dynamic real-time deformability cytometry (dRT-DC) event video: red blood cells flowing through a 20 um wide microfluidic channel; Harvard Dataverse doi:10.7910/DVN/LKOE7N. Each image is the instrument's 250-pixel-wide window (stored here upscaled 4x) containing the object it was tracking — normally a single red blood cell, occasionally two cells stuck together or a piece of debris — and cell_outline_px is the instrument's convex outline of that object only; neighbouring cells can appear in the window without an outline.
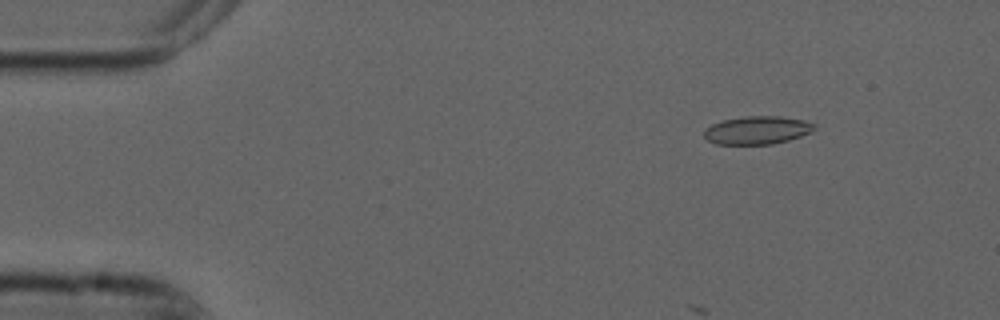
{"species": "common noctule bat (a hibernating species)", "species_latin": "Nyctalus noctula", "temperature_condition": "cold", "stored_images_in_passage": 17, "camera_frame_rate_fps": 3000, "um_per_image_px": 0.085, "animal": {"sex": "male", "forearm_length_mm": 52.5}, "frame": {"image": 1, "passage_image": 7, "time_ms": 2.0, "image_size_px": [1000, 320], "cell_outline_px": [[816, 128], [812, 132], [788, 140], [772, 144], [716, 144], [708, 140], [704, 136], [704, 128], [712, 124], [724, 120], [744, 116], [780, 116], [804, 120], [816, 124]], "centroid_in_image_um": [64.37, 11.06], "position_along_channel_um": 20.6, "area_um2": 18.09}}
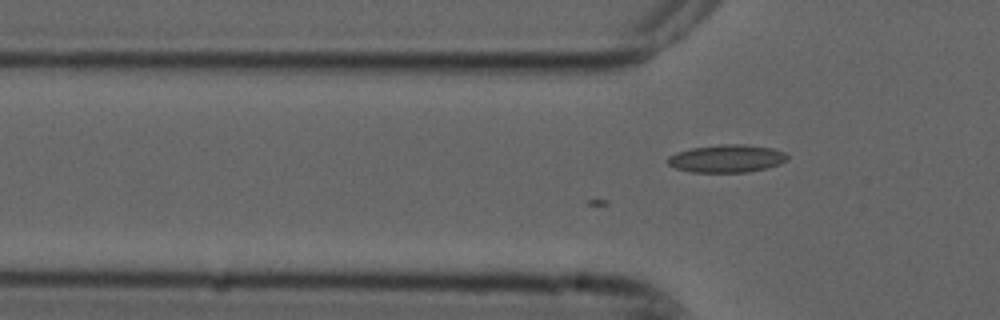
{"frame": {"image": 2, "passage_image": 17, "time_ms": 5.333, "image_size_px": [1000, 320], "cell_outline_px": [[788, 160], [780, 164], [768, 168], [748, 172], [692, 172], [676, 168], [668, 164], [668, 156], [676, 152], [692, 148], [720, 144], [744, 144], [772, 148], [784, 152], [788, 156]], "centroid_in_image_um": [61.8, 13.47], "position_along_channel_um": 64.0, "area_um2": 19.42}}